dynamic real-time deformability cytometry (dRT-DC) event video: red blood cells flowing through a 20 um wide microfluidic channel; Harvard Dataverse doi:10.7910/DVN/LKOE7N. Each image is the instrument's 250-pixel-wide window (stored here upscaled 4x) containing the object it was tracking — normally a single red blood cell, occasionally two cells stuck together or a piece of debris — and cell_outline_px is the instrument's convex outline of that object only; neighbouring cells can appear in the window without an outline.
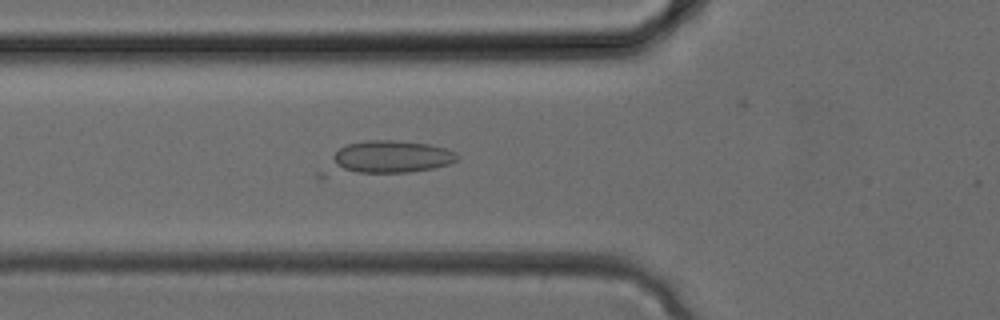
{"species": "common noctule bat (a hibernating species)", "species_latin": "Nyctalus noctula", "temperature_condition": "cold", "stored_images_in_passage": 20, "camera_frame_rate_fps": 3000, "um_per_image_px": 0.085, "animal": {"sex": "female", "body_mass_g": 24.6, "forearm_length_mm": 56.2}, "frame": {"image": 1, "passage_image": 5, "time_ms": 1.333, "image_size_px": [1000, 320], "cell_outline_px": [[460, 156], [456, 160], [448, 164], [432, 168], [408, 172], [320, 180], [316, 176], [316, 172], [340, 148], [348, 144], [368, 140], [396, 140], [428, 144], [444, 148], [456, 152]], "centroid_in_image_um": [32.63, 13.51], "position_along_channel_um": 93.2, "area_um2": 27.46}}
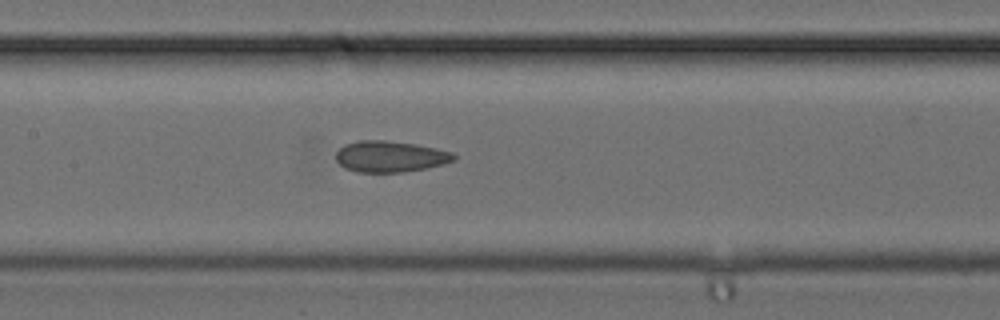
{"frame": {"image": 2, "passage_image": 9, "time_ms": 2.667, "image_size_px": [1000, 320], "cell_outline_px": [[456, 160], [444, 164], [404, 172], [356, 172], [344, 168], [336, 160], [336, 152], [344, 144], [356, 140], [384, 140], [416, 144], [436, 148], [452, 152], [456, 156]], "centroid_in_image_um": [33.15, 13.3], "position_along_channel_um": 174.2, "area_um2": 21.56}}
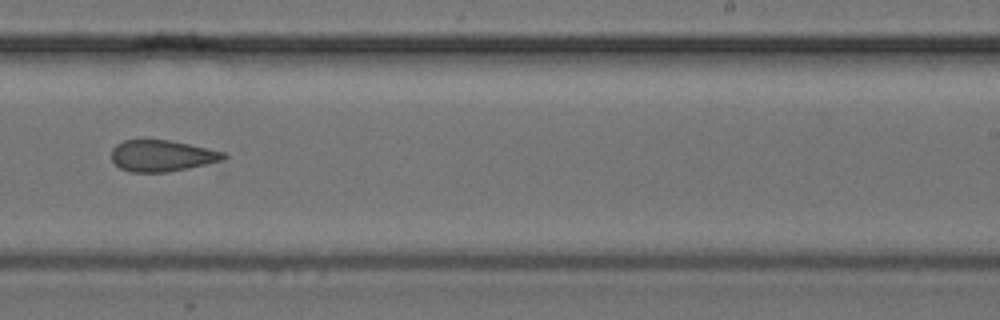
{"frame": {"image": 3, "passage_image": 14, "time_ms": 4.333, "image_size_px": [1000, 320], "cell_outline_px": [[228, 156], [224, 160], [188, 168], [168, 172], [132, 172], [120, 168], [112, 160], [112, 148], [116, 144], [124, 140], [168, 140], [188, 144], [224, 152]], "centroid_in_image_um": [13.76, 13.24], "position_along_channel_um": 275.2, "area_um2": 20.35}}